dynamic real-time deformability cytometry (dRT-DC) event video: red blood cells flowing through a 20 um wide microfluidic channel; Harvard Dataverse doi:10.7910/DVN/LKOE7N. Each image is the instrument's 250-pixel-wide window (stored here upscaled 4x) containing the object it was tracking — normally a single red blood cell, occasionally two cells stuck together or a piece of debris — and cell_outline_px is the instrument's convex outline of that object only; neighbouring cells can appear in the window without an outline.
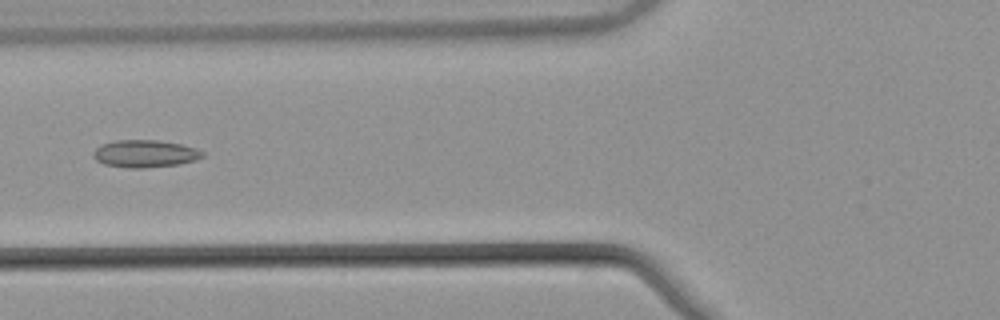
{"species": "common noctule bat (a hibernating species)", "species_latin": "Nyctalus noctula", "temperature_condition": "warm", "stored_images_in_passage": 38, "camera_frame_rate_fps": 3000, "um_per_image_px": 0.085, "animal": {"sex": "male", "body_mass_g": 21.5, "forearm_length_mm": 52.0}, "frame": {"image": 1, "passage_image": 6, "time_ms": 1.667, "image_size_px": [1000, 320], "cell_outline_px": [[204, 156], [196, 160], [180, 164], [144, 168], [128, 168], [104, 164], [96, 160], [92, 156], [92, 152], [100, 144], [116, 140], [156, 140], [180, 144], [196, 148], [204, 152]], "centroid_in_image_um": [12.31, 13.06], "position_along_channel_um": 113.5, "area_um2": 17.57}}
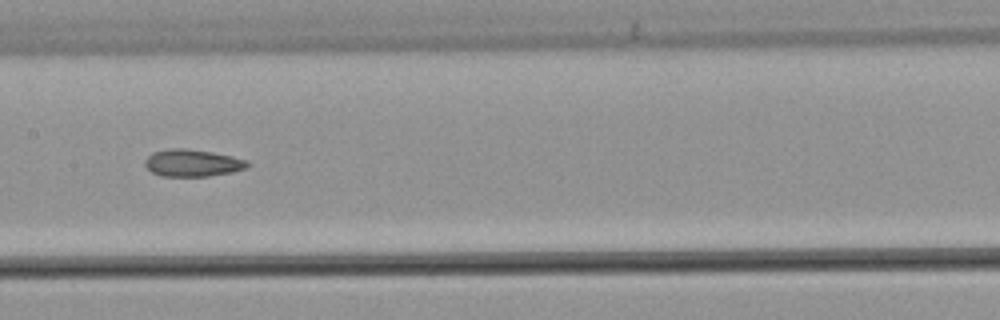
{"frame": {"image": 2, "passage_image": 12, "time_ms": 3.667, "image_size_px": [1000, 320], "cell_outline_px": [[248, 164], [244, 168], [232, 172], [208, 176], [160, 176], [152, 172], [144, 164], [144, 160], [152, 152], [168, 148], [184, 148], [212, 152], [232, 156], [248, 160]], "centroid_in_image_um": [16.32, 13.84], "position_along_channel_um": 191.1, "area_um2": 16.18}, "authors_computed_cell_mechanics": {"area_um2": 16.184, "velocity_mm_per_s": 3.868, "shape_relaxation_time_tau1_ms": null, "shape_relaxation_time_tau2_ms": 4.4878, "deformation_change_tau1": null, "deformation_change_tau2": 0.1079}}